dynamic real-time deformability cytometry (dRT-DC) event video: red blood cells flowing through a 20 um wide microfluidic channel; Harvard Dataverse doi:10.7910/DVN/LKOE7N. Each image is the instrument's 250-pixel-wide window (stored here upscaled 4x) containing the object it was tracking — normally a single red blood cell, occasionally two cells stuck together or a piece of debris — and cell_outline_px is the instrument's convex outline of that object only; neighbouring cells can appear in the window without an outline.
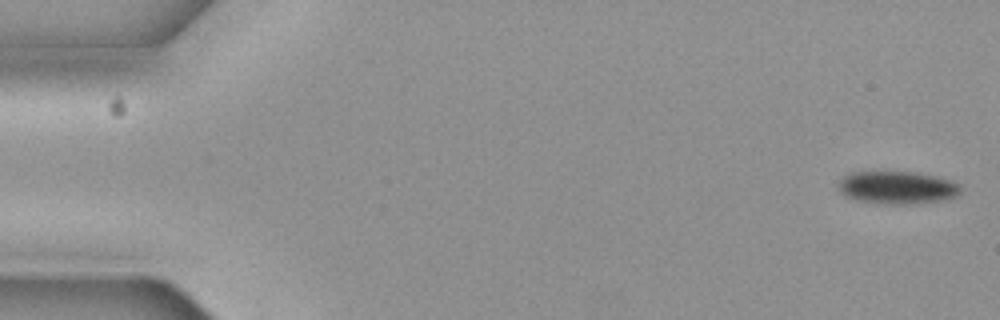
{"species": "common noctule bat (a hibernating species)", "species_latin": "Nyctalus noctula", "temperature_condition": "cold", "stored_images_in_passage": 6, "camera_frame_rate_fps": 3000, "um_per_image_px": 0.085, "animal": {"sex": "female", "body_mass_g": 19.3, "forearm_length_mm": 54.1}, "frame": {"image": 1, "passage_image": 1, "time_ms": 0.0, "image_size_px": [1000, 320], "cell_outline_px": [[960, 192], [956, 196], [944, 200], [916, 204], [876, 204], [856, 200], [844, 196], [840, 192], [840, 180], [844, 176], [852, 172], [884, 168], [912, 172], [936, 176], [948, 180], [956, 184], [960, 188]], "centroid_in_image_um": [76.19, 15.91], "position_along_channel_um": 8.8, "area_um2": 24.16}}